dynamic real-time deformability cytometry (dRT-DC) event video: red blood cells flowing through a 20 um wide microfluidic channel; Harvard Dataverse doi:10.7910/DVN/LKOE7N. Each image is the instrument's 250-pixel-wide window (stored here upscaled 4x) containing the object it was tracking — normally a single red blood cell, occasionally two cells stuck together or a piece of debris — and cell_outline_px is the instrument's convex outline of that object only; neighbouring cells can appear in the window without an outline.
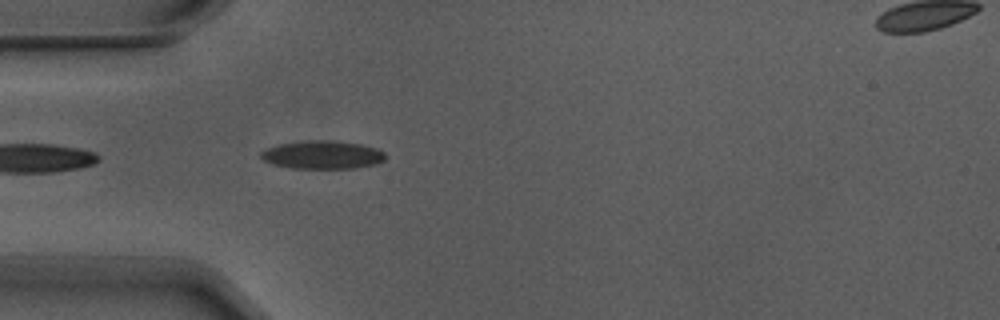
{"species": "Egyptian fruit bat (a non-hibernating species)", "species_latin": "Rousettus aegyptiacus", "temperature_condition": "warm", "stored_images_in_passage": 4, "camera_frame_rate_fps": 3000, "um_per_image_px": 0.085, "animal": {"sex": "male"}, "frame": {"image": 1, "passage_image": 3, "time_ms": 0.667, "image_size_px": [1000, 320], "cell_outline_px": [[384, 160], [376, 164], [356, 168], [292, 168], [272, 164], [264, 160], [260, 156], [260, 152], [268, 148], [280, 144], [308, 140], [332, 140], [360, 144], [376, 148], [384, 152]], "centroid_in_image_um": [27.41, 13.16], "position_along_channel_um": 57.6, "area_um2": 20.35}}